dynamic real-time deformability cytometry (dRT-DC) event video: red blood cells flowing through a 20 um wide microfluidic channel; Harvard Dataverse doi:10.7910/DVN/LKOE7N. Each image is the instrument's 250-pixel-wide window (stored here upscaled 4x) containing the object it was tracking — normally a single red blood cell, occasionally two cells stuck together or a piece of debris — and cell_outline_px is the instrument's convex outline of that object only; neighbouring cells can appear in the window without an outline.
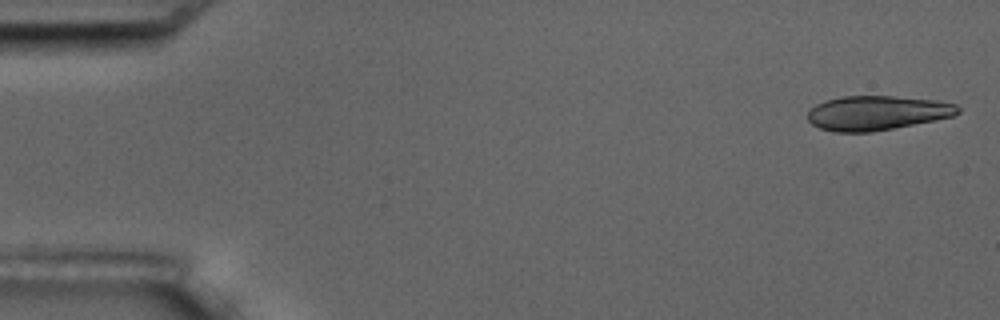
{"species": "common noctule bat (a hibernating species)", "species_latin": "Nyctalus noctula", "temperature_condition": "room temperature", "stored_images_in_passage": 5, "camera_frame_rate_fps": 3000, "um_per_image_px": 0.085, "animal": {"sex": "male", "body_mass_g": 17.5, "forearm_length_mm": 52.3}, "frame": {"image": 1, "passage_image": 1, "time_ms": 0.0, "image_size_px": [1000, 320], "cell_outline_px": [[960, 112], [956, 116], [936, 120], [872, 132], [832, 132], [820, 128], [812, 124], [808, 120], [808, 112], [816, 104], [824, 100], [844, 96], [892, 96], [936, 100], [956, 104], [960, 108]], "centroid_in_image_um": [74.56, 9.6], "position_along_channel_um": 10.4, "area_um2": 30.29}}